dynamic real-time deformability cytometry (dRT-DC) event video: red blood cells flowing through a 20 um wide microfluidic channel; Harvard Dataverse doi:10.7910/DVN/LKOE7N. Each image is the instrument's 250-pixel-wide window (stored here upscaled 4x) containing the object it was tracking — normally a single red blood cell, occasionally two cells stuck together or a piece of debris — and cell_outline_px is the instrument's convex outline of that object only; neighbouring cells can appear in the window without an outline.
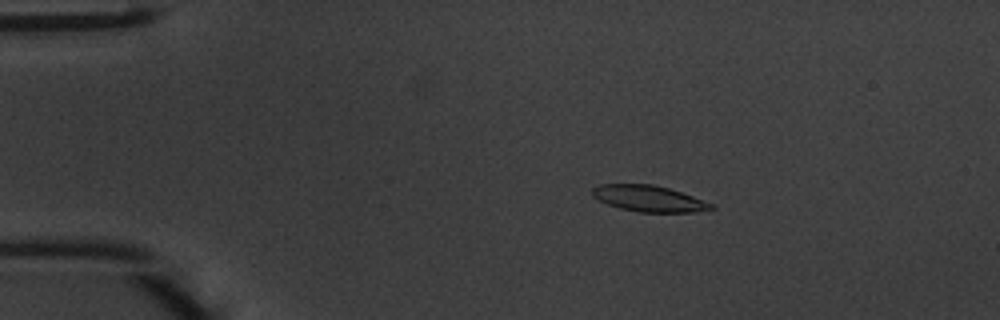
{"species": "common noctule bat (a hibernating species)", "species_latin": "Nyctalus noctula", "temperature_condition": "warm", "stored_images_in_passage": 47, "camera_frame_rate_fps": 3000, "um_per_image_px": 0.085, "animal": {"sex": "male", "body_mass_g": 20.1, "forearm_length_mm": 53.5}, "frame": {"image": 1, "passage_image": 8, "time_ms": 2.333, "image_size_px": [1000, 320], "cell_outline_px": [[716, 208], [696, 212], [640, 212], [620, 208], [608, 204], [592, 196], [592, 188], [600, 184], [652, 184], [668, 188], [692, 196], [712, 204]], "centroid_in_image_um": [55.14, 16.87], "position_along_channel_um": 29.9, "area_um2": 17.92}}
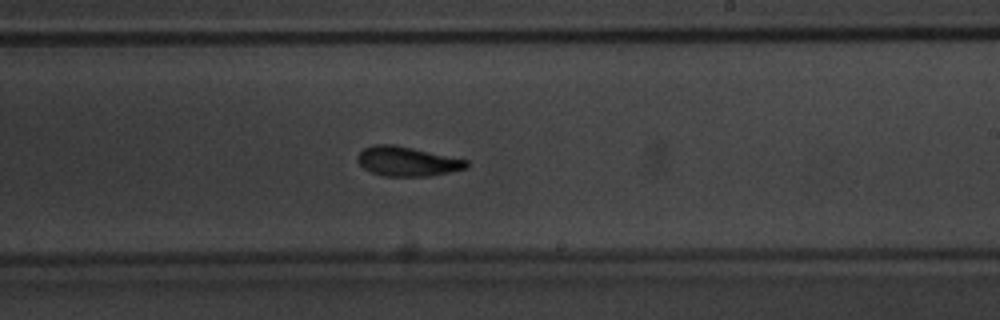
{"frame": {"image": 2, "passage_image": 28, "time_ms": 9.0, "image_size_px": [1000, 320], "cell_outline_px": [[468, 168], [428, 176], [384, 176], [372, 172], [364, 168], [356, 160], [356, 156], [364, 148], [372, 144], [396, 144], [468, 160]], "centroid_in_image_um": [34.59, 13.7], "position_along_channel_um": 254.4, "area_um2": 18.79}}
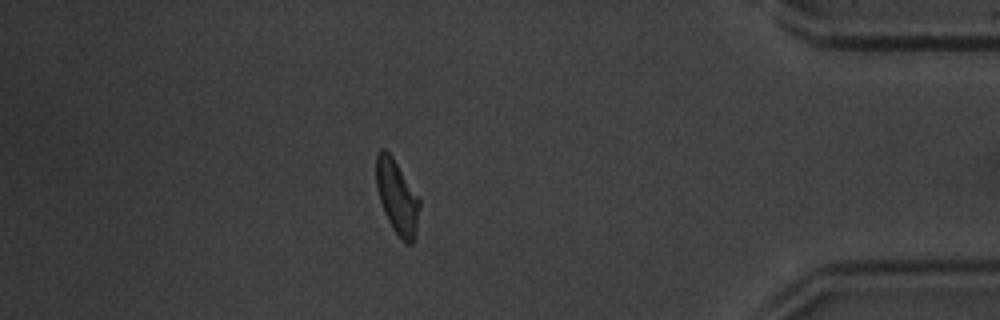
{"frame": {"image": 3, "passage_image": 41, "time_ms": 13.333, "image_size_px": [1000, 320], "cell_outline_px": [[420, 204], [416, 236], [412, 244], [404, 244], [392, 228], [384, 212], [376, 188], [376, 152], [380, 148], [384, 148], [392, 156], [420, 200]], "centroid_in_image_um": [33.74, 16.77], "position_along_channel_um": 401.5, "area_um2": 18.73}, "authors_computed_cell_mechanics": {"area_um2": 18.496, "velocity_mm_per_s": 4.2405, "shape_relaxation_time_tau1_ms": 2.7562, "shape_relaxation_time_tau2_ms": 2.1184, "deformation_change_tau1": 0.1335, "deformation_change_tau2": 0.0859}}